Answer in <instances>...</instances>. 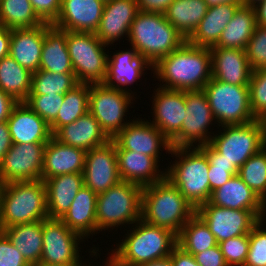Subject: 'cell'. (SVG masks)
I'll use <instances>...</instances> for the list:
<instances>
[{"instance_id": "cell-1", "label": "cell", "mask_w": 266, "mask_h": 266, "mask_svg": "<svg viewBox=\"0 0 266 266\" xmlns=\"http://www.w3.org/2000/svg\"><path fill=\"white\" fill-rule=\"evenodd\" d=\"M151 73L153 78L162 81L159 87L182 91L202 90L212 79L210 48L194 46L186 41L160 59Z\"/></svg>"}, {"instance_id": "cell-2", "label": "cell", "mask_w": 266, "mask_h": 266, "mask_svg": "<svg viewBox=\"0 0 266 266\" xmlns=\"http://www.w3.org/2000/svg\"><path fill=\"white\" fill-rule=\"evenodd\" d=\"M136 224V225H135ZM135 226V227H134ZM127 230L125 239L117 243L105 262L109 266H141L170 256L177 246V235L168 229L140 219Z\"/></svg>"}, {"instance_id": "cell-3", "label": "cell", "mask_w": 266, "mask_h": 266, "mask_svg": "<svg viewBox=\"0 0 266 266\" xmlns=\"http://www.w3.org/2000/svg\"><path fill=\"white\" fill-rule=\"evenodd\" d=\"M196 209L168 179L144 186L141 219L170 230L177 236Z\"/></svg>"}, {"instance_id": "cell-4", "label": "cell", "mask_w": 266, "mask_h": 266, "mask_svg": "<svg viewBox=\"0 0 266 266\" xmlns=\"http://www.w3.org/2000/svg\"><path fill=\"white\" fill-rule=\"evenodd\" d=\"M48 219L43 180L0 185V231L18 224Z\"/></svg>"}, {"instance_id": "cell-5", "label": "cell", "mask_w": 266, "mask_h": 266, "mask_svg": "<svg viewBox=\"0 0 266 266\" xmlns=\"http://www.w3.org/2000/svg\"><path fill=\"white\" fill-rule=\"evenodd\" d=\"M169 154L176 159L165 168V178L178 188L195 209L207 203L211 191L206 154L199 147L172 148Z\"/></svg>"}, {"instance_id": "cell-6", "label": "cell", "mask_w": 266, "mask_h": 266, "mask_svg": "<svg viewBox=\"0 0 266 266\" xmlns=\"http://www.w3.org/2000/svg\"><path fill=\"white\" fill-rule=\"evenodd\" d=\"M126 40L153 65L187 41L164 14L141 11L131 23Z\"/></svg>"}, {"instance_id": "cell-7", "label": "cell", "mask_w": 266, "mask_h": 266, "mask_svg": "<svg viewBox=\"0 0 266 266\" xmlns=\"http://www.w3.org/2000/svg\"><path fill=\"white\" fill-rule=\"evenodd\" d=\"M143 187L120 181L107 191L97 194L96 235L116 227H127L141 219ZM109 228V229H108ZM99 231V232H98Z\"/></svg>"}, {"instance_id": "cell-8", "label": "cell", "mask_w": 266, "mask_h": 266, "mask_svg": "<svg viewBox=\"0 0 266 266\" xmlns=\"http://www.w3.org/2000/svg\"><path fill=\"white\" fill-rule=\"evenodd\" d=\"M66 44L77 81L103 83L109 55L106 49L109 46L103 44L95 33L75 31H66Z\"/></svg>"}, {"instance_id": "cell-9", "label": "cell", "mask_w": 266, "mask_h": 266, "mask_svg": "<svg viewBox=\"0 0 266 266\" xmlns=\"http://www.w3.org/2000/svg\"><path fill=\"white\" fill-rule=\"evenodd\" d=\"M217 132L210 144L221 154V158L237 169L266 146L261 120L244 125H223Z\"/></svg>"}, {"instance_id": "cell-10", "label": "cell", "mask_w": 266, "mask_h": 266, "mask_svg": "<svg viewBox=\"0 0 266 266\" xmlns=\"http://www.w3.org/2000/svg\"><path fill=\"white\" fill-rule=\"evenodd\" d=\"M202 90L219 127L244 125L256 120L250 109L248 86L232 85L212 78Z\"/></svg>"}, {"instance_id": "cell-11", "label": "cell", "mask_w": 266, "mask_h": 266, "mask_svg": "<svg viewBox=\"0 0 266 266\" xmlns=\"http://www.w3.org/2000/svg\"><path fill=\"white\" fill-rule=\"evenodd\" d=\"M134 98L136 99L135 96L107 87L103 83L90 84L89 112L111 140L132 120L127 121L126 118L129 108L133 107L131 105Z\"/></svg>"}, {"instance_id": "cell-12", "label": "cell", "mask_w": 266, "mask_h": 266, "mask_svg": "<svg viewBox=\"0 0 266 266\" xmlns=\"http://www.w3.org/2000/svg\"><path fill=\"white\" fill-rule=\"evenodd\" d=\"M185 101L186 114L180 132L170 141L172 148L199 147L210 143L214 132H210L209 128L214 124L218 129L219 126L206 94L203 90L185 91Z\"/></svg>"}, {"instance_id": "cell-13", "label": "cell", "mask_w": 266, "mask_h": 266, "mask_svg": "<svg viewBox=\"0 0 266 266\" xmlns=\"http://www.w3.org/2000/svg\"><path fill=\"white\" fill-rule=\"evenodd\" d=\"M84 238L70 230L60 219L43 220V246L40 263L73 265L84 264L80 243ZM79 249V250H78Z\"/></svg>"}, {"instance_id": "cell-14", "label": "cell", "mask_w": 266, "mask_h": 266, "mask_svg": "<svg viewBox=\"0 0 266 266\" xmlns=\"http://www.w3.org/2000/svg\"><path fill=\"white\" fill-rule=\"evenodd\" d=\"M46 143L13 144L0 163V185L41 180Z\"/></svg>"}, {"instance_id": "cell-15", "label": "cell", "mask_w": 266, "mask_h": 266, "mask_svg": "<svg viewBox=\"0 0 266 266\" xmlns=\"http://www.w3.org/2000/svg\"><path fill=\"white\" fill-rule=\"evenodd\" d=\"M208 225L218 244L227 239L249 234L260 218L250 210H236L215 206L209 202L196 209Z\"/></svg>"}, {"instance_id": "cell-16", "label": "cell", "mask_w": 266, "mask_h": 266, "mask_svg": "<svg viewBox=\"0 0 266 266\" xmlns=\"http://www.w3.org/2000/svg\"><path fill=\"white\" fill-rule=\"evenodd\" d=\"M136 118L112 139L116 150H130L148 155L160 164V151L166 150V154L171 152L170 140L145 117Z\"/></svg>"}, {"instance_id": "cell-17", "label": "cell", "mask_w": 266, "mask_h": 266, "mask_svg": "<svg viewBox=\"0 0 266 266\" xmlns=\"http://www.w3.org/2000/svg\"><path fill=\"white\" fill-rule=\"evenodd\" d=\"M83 181L84 186L96 194L107 191L121 181L113 140L86 152Z\"/></svg>"}, {"instance_id": "cell-18", "label": "cell", "mask_w": 266, "mask_h": 266, "mask_svg": "<svg viewBox=\"0 0 266 266\" xmlns=\"http://www.w3.org/2000/svg\"><path fill=\"white\" fill-rule=\"evenodd\" d=\"M130 47V49L114 52L113 56L108 55L103 84L134 96L136 92L127 86L133 85L134 82H138L137 80H142L146 69L153 71L154 65L144 55L138 53L133 46Z\"/></svg>"}, {"instance_id": "cell-19", "label": "cell", "mask_w": 266, "mask_h": 266, "mask_svg": "<svg viewBox=\"0 0 266 266\" xmlns=\"http://www.w3.org/2000/svg\"><path fill=\"white\" fill-rule=\"evenodd\" d=\"M152 95L154 118L149 121L171 141L180 132L186 114L185 91L158 86Z\"/></svg>"}, {"instance_id": "cell-20", "label": "cell", "mask_w": 266, "mask_h": 266, "mask_svg": "<svg viewBox=\"0 0 266 266\" xmlns=\"http://www.w3.org/2000/svg\"><path fill=\"white\" fill-rule=\"evenodd\" d=\"M104 0H62L54 27L75 32L95 33L103 14Z\"/></svg>"}, {"instance_id": "cell-21", "label": "cell", "mask_w": 266, "mask_h": 266, "mask_svg": "<svg viewBox=\"0 0 266 266\" xmlns=\"http://www.w3.org/2000/svg\"><path fill=\"white\" fill-rule=\"evenodd\" d=\"M138 12L139 9L136 0L106 1L95 35L107 46H112L117 41L120 43L121 39L128 38L131 23Z\"/></svg>"}, {"instance_id": "cell-22", "label": "cell", "mask_w": 266, "mask_h": 266, "mask_svg": "<svg viewBox=\"0 0 266 266\" xmlns=\"http://www.w3.org/2000/svg\"><path fill=\"white\" fill-rule=\"evenodd\" d=\"M7 123L13 144L47 143L53 137L50 125L25 102H18Z\"/></svg>"}, {"instance_id": "cell-23", "label": "cell", "mask_w": 266, "mask_h": 266, "mask_svg": "<svg viewBox=\"0 0 266 266\" xmlns=\"http://www.w3.org/2000/svg\"><path fill=\"white\" fill-rule=\"evenodd\" d=\"M212 78L224 83L248 86L252 69L243 49L210 47Z\"/></svg>"}, {"instance_id": "cell-24", "label": "cell", "mask_w": 266, "mask_h": 266, "mask_svg": "<svg viewBox=\"0 0 266 266\" xmlns=\"http://www.w3.org/2000/svg\"><path fill=\"white\" fill-rule=\"evenodd\" d=\"M51 24L44 23L38 27L12 29L9 56L31 73L40 68V58L45 31Z\"/></svg>"}, {"instance_id": "cell-25", "label": "cell", "mask_w": 266, "mask_h": 266, "mask_svg": "<svg viewBox=\"0 0 266 266\" xmlns=\"http://www.w3.org/2000/svg\"><path fill=\"white\" fill-rule=\"evenodd\" d=\"M86 152L52 137L46 143L41 180L64 174H83Z\"/></svg>"}, {"instance_id": "cell-26", "label": "cell", "mask_w": 266, "mask_h": 266, "mask_svg": "<svg viewBox=\"0 0 266 266\" xmlns=\"http://www.w3.org/2000/svg\"><path fill=\"white\" fill-rule=\"evenodd\" d=\"M53 137L65 145L85 151L100 147L111 140L89 111L75 122L60 127Z\"/></svg>"}, {"instance_id": "cell-27", "label": "cell", "mask_w": 266, "mask_h": 266, "mask_svg": "<svg viewBox=\"0 0 266 266\" xmlns=\"http://www.w3.org/2000/svg\"><path fill=\"white\" fill-rule=\"evenodd\" d=\"M116 154L121 181L144 187L165 178V170L159 169L160 165L153 157L130 150H116Z\"/></svg>"}, {"instance_id": "cell-28", "label": "cell", "mask_w": 266, "mask_h": 266, "mask_svg": "<svg viewBox=\"0 0 266 266\" xmlns=\"http://www.w3.org/2000/svg\"><path fill=\"white\" fill-rule=\"evenodd\" d=\"M208 202L224 208L250 210L259 218L266 209V204L238 175H234L223 186L212 191Z\"/></svg>"}, {"instance_id": "cell-29", "label": "cell", "mask_w": 266, "mask_h": 266, "mask_svg": "<svg viewBox=\"0 0 266 266\" xmlns=\"http://www.w3.org/2000/svg\"><path fill=\"white\" fill-rule=\"evenodd\" d=\"M43 181L46 186L48 218L61 219L84 186L83 174H64Z\"/></svg>"}, {"instance_id": "cell-30", "label": "cell", "mask_w": 266, "mask_h": 266, "mask_svg": "<svg viewBox=\"0 0 266 266\" xmlns=\"http://www.w3.org/2000/svg\"><path fill=\"white\" fill-rule=\"evenodd\" d=\"M96 205L97 194L83 186L75 196L69 210L60 220L84 239L90 238L96 234Z\"/></svg>"}, {"instance_id": "cell-31", "label": "cell", "mask_w": 266, "mask_h": 266, "mask_svg": "<svg viewBox=\"0 0 266 266\" xmlns=\"http://www.w3.org/2000/svg\"><path fill=\"white\" fill-rule=\"evenodd\" d=\"M241 5L244 4H221L208 7L206 15L187 39V42L194 46L213 47Z\"/></svg>"}, {"instance_id": "cell-32", "label": "cell", "mask_w": 266, "mask_h": 266, "mask_svg": "<svg viewBox=\"0 0 266 266\" xmlns=\"http://www.w3.org/2000/svg\"><path fill=\"white\" fill-rule=\"evenodd\" d=\"M39 70L52 73H74L66 44V31L51 25L44 36Z\"/></svg>"}, {"instance_id": "cell-33", "label": "cell", "mask_w": 266, "mask_h": 266, "mask_svg": "<svg viewBox=\"0 0 266 266\" xmlns=\"http://www.w3.org/2000/svg\"><path fill=\"white\" fill-rule=\"evenodd\" d=\"M256 13L251 5H241L213 47L245 50L256 28Z\"/></svg>"}, {"instance_id": "cell-34", "label": "cell", "mask_w": 266, "mask_h": 266, "mask_svg": "<svg viewBox=\"0 0 266 266\" xmlns=\"http://www.w3.org/2000/svg\"><path fill=\"white\" fill-rule=\"evenodd\" d=\"M2 232L31 266L40 263L43 246V221L14 225L4 228Z\"/></svg>"}, {"instance_id": "cell-35", "label": "cell", "mask_w": 266, "mask_h": 266, "mask_svg": "<svg viewBox=\"0 0 266 266\" xmlns=\"http://www.w3.org/2000/svg\"><path fill=\"white\" fill-rule=\"evenodd\" d=\"M207 9L204 0H175L164 15L187 40L206 15Z\"/></svg>"}, {"instance_id": "cell-36", "label": "cell", "mask_w": 266, "mask_h": 266, "mask_svg": "<svg viewBox=\"0 0 266 266\" xmlns=\"http://www.w3.org/2000/svg\"><path fill=\"white\" fill-rule=\"evenodd\" d=\"M32 73L12 57L0 60V89L17 102H25L31 92Z\"/></svg>"}, {"instance_id": "cell-37", "label": "cell", "mask_w": 266, "mask_h": 266, "mask_svg": "<svg viewBox=\"0 0 266 266\" xmlns=\"http://www.w3.org/2000/svg\"><path fill=\"white\" fill-rule=\"evenodd\" d=\"M177 245L189 254H197L218 245L208 225L195 213L182 227L177 236Z\"/></svg>"}, {"instance_id": "cell-38", "label": "cell", "mask_w": 266, "mask_h": 266, "mask_svg": "<svg viewBox=\"0 0 266 266\" xmlns=\"http://www.w3.org/2000/svg\"><path fill=\"white\" fill-rule=\"evenodd\" d=\"M90 84L79 83L72 90L67 91L63 104L57 113L56 119L50 124L52 134L60 127L75 122L89 111Z\"/></svg>"}, {"instance_id": "cell-39", "label": "cell", "mask_w": 266, "mask_h": 266, "mask_svg": "<svg viewBox=\"0 0 266 266\" xmlns=\"http://www.w3.org/2000/svg\"><path fill=\"white\" fill-rule=\"evenodd\" d=\"M44 24L30 0H0V26L8 29L33 28Z\"/></svg>"}, {"instance_id": "cell-40", "label": "cell", "mask_w": 266, "mask_h": 266, "mask_svg": "<svg viewBox=\"0 0 266 266\" xmlns=\"http://www.w3.org/2000/svg\"><path fill=\"white\" fill-rule=\"evenodd\" d=\"M74 73H52L38 70L32 73L31 92L29 95L65 94L77 86Z\"/></svg>"}, {"instance_id": "cell-41", "label": "cell", "mask_w": 266, "mask_h": 266, "mask_svg": "<svg viewBox=\"0 0 266 266\" xmlns=\"http://www.w3.org/2000/svg\"><path fill=\"white\" fill-rule=\"evenodd\" d=\"M237 175L266 204V146L251 156Z\"/></svg>"}, {"instance_id": "cell-42", "label": "cell", "mask_w": 266, "mask_h": 266, "mask_svg": "<svg viewBox=\"0 0 266 266\" xmlns=\"http://www.w3.org/2000/svg\"><path fill=\"white\" fill-rule=\"evenodd\" d=\"M199 148L206 154L209 161L208 178L211 192L237 175L238 169L221 158V154L210 143L201 145Z\"/></svg>"}, {"instance_id": "cell-43", "label": "cell", "mask_w": 266, "mask_h": 266, "mask_svg": "<svg viewBox=\"0 0 266 266\" xmlns=\"http://www.w3.org/2000/svg\"><path fill=\"white\" fill-rule=\"evenodd\" d=\"M266 209L249 233V251L244 266H266ZM265 227V228H264Z\"/></svg>"}, {"instance_id": "cell-44", "label": "cell", "mask_w": 266, "mask_h": 266, "mask_svg": "<svg viewBox=\"0 0 266 266\" xmlns=\"http://www.w3.org/2000/svg\"><path fill=\"white\" fill-rule=\"evenodd\" d=\"M249 88V103L256 120L266 115V68L252 70Z\"/></svg>"}, {"instance_id": "cell-45", "label": "cell", "mask_w": 266, "mask_h": 266, "mask_svg": "<svg viewBox=\"0 0 266 266\" xmlns=\"http://www.w3.org/2000/svg\"><path fill=\"white\" fill-rule=\"evenodd\" d=\"M65 94L29 95L25 103L49 125L56 119Z\"/></svg>"}, {"instance_id": "cell-46", "label": "cell", "mask_w": 266, "mask_h": 266, "mask_svg": "<svg viewBox=\"0 0 266 266\" xmlns=\"http://www.w3.org/2000/svg\"><path fill=\"white\" fill-rule=\"evenodd\" d=\"M219 246L228 266H244L249 251V234L227 239Z\"/></svg>"}, {"instance_id": "cell-47", "label": "cell", "mask_w": 266, "mask_h": 266, "mask_svg": "<svg viewBox=\"0 0 266 266\" xmlns=\"http://www.w3.org/2000/svg\"><path fill=\"white\" fill-rule=\"evenodd\" d=\"M250 68H266V27L257 25L245 49Z\"/></svg>"}, {"instance_id": "cell-48", "label": "cell", "mask_w": 266, "mask_h": 266, "mask_svg": "<svg viewBox=\"0 0 266 266\" xmlns=\"http://www.w3.org/2000/svg\"><path fill=\"white\" fill-rule=\"evenodd\" d=\"M0 266H31L2 231H0Z\"/></svg>"}, {"instance_id": "cell-49", "label": "cell", "mask_w": 266, "mask_h": 266, "mask_svg": "<svg viewBox=\"0 0 266 266\" xmlns=\"http://www.w3.org/2000/svg\"><path fill=\"white\" fill-rule=\"evenodd\" d=\"M38 18L47 24H53L60 12L62 0H30Z\"/></svg>"}, {"instance_id": "cell-50", "label": "cell", "mask_w": 266, "mask_h": 266, "mask_svg": "<svg viewBox=\"0 0 266 266\" xmlns=\"http://www.w3.org/2000/svg\"><path fill=\"white\" fill-rule=\"evenodd\" d=\"M195 261L200 266H228L221 252L219 244L194 254Z\"/></svg>"}, {"instance_id": "cell-51", "label": "cell", "mask_w": 266, "mask_h": 266, "mask_svg": "<svg viewBox=\"0 0 266 266\" xmlns=\"http://www.w3.org/2000/svg\"><path fill=\"white\" fill-rule=\"evenodd\" d=\"M175 0H136L141 12L165 14Z\"/></svg>"}, {"instance_id": "cell-52", "label": "cell", "mask_w": 266, "mask_h": 266, "mask_svg": "<svg viewBox=\"0 0 266 266\" xmlns=\"http://www.w3.org/2000/svg\"><path fill=\"white\" fill-rule=\"evenodd\" d=\"M170 258L173 266H200L192 254L185 252L178 245L171 252Z\"/></svg>"}, {"instance_id": "cell-53", "label": "cell", "mask_w": 266, "mask_h": 266, "mask_svg": "<svg viewBox=\"0 0 266 266\" xmlns=\"http://www.w3.org/2000/svg\"><path fill=\"white\" fill-rule=\"evenodd\" d=\"M18 102L0 89V123L8 120Z\"/></svg>"}, {"instance_id": "cell-54", "label": "cell", "mask_w": 266, "mask_h": 266, "mask_svg": "<svg viewBox=\"0 0 266 266\" xmlns=\"http://www.w3.org/2000/svg\"><path fill=\"white\" fill-rule=\"evenodd\" d=\"M13 145L7 121L0 123V163Z\"/></svg>"}, {"instance_id": "cell-55", "label": "cell", "mask_w": 266, "mask_h": 266, "mask_svg": "<svg viewBox=\"0 0 266 266\" xmlns=\"http://www.w3.org/2000/svg\"><path fill=\"white\" fill-rule=\"evenodd\" d=\"M11 29L0 26V60L9 56Z\"/></svg>"}, {"instance_id": "cell-56", "label": "cell", "mask_w": 266, "mask_h": 266, "mask_svg": "<svg viewBox=\"0 0 266 266\" xmlns=\"http://www.w3.org/2000/svg\"><path fill=\"white\" fill-rule=\"evenodd\" d=\"M256 13V24L266 27V0H261L253 5Z\"/></svg>"}, {"instance_id": "cell-57", "label": "cell", "mask_w": 266, "mask_h": 266, "mask_svg": "<svg viewBox=\"0 0 266 266\" xmlns=\"http://www.w3.org/2000/svg\"><path fill=\"white\" fill-rule=\"evenodd\" d=\"M141 266H173V263L171 261L170 256H167L162 259L147 262L145 264H142Z\"/></svg>"}, {"instance_id": "cell-58", "label": "cell", "mask_w": 266, "mask_h": 266, "mask_svg": "<svg viewBox=\"0 0 266 266\" xmlns=\"http://www.w3.org/2000/svg\"><path fill=\"white\" fill-rule=\"evenodd\" d=\"M208 7L221 4H244V0H204Z\"/></svg>"}, {"instance_id": "cell-59", "label": "cell", "mask_w": 266, "mask_h": 266, "mask_svg": "<svg viewBox=\"0 0 266 266\" xmlns=\"http://www.w3.org/2000/svg\"><path fill=\"white\" fill-rule=\"evenodd\" d=\"M35 266H91V264L89 263L88 265L85 263V264H73V265H58V264H47V263H39ZM92 266H96V265H93Z\"/></svg>"}, {"instance_id": "cell-60", "label": "cell", "mask_w": 266, "mask_h": 266, "mask_svg": "<svg viewBox=\"0 0 266 266\" xmlns=\"http://www.w3.org/2000/svg\"><path fill=\"white\" fill-rule=\"evenodd\" d=\"M259 1H261V0H244V4L253 6L254 4H256Z\"/></svg>"}, {"instance_id": "cell-61", "label": "cell", "mask_w": 266, "mask_h": 266, "mask_svg": "<svg viewBox=\"0 0 266 266\" xmlns=\"http://www.w3.org/2000/svg\"><path fill=\"white\" fill-rule=\"evenodd\" d=\"M261 122L263 124L264 132H265V135H266V115L262 118Z\"/></svg>"}, {"instance_id": "cell-62", "label": "cell", "mask_w": 266, "mask_h": 266, "mask_svg": "<svg viewBox=\"0 0 266 266\" xmlns=\"http://www.w3.org/2000/svg\"><path fill=\"white\" fill-rule=\"evenodd\" d=\"M103 262H104V266H109L104 260H103ZM99 266V265H98ZM101 266V265H100Z\"/></svg>"}]
</instances>
